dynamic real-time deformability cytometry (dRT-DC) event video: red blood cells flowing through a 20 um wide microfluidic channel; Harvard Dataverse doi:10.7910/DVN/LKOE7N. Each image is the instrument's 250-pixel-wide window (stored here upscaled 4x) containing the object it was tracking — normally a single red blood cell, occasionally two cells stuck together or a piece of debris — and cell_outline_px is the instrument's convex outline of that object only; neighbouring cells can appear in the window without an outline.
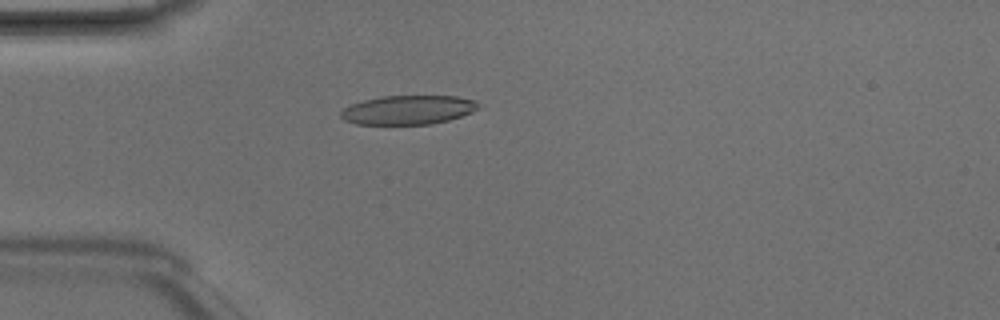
{"species": "Egyptian fruit bat (a non-hibernating species)", "species_latin": "Rousettus aegyptiacus", "temperature_condition": "room temperature", "stored_images_in_passage": 1, "camera_frame_rate_fps": 3000, "um_per_image_px": 0.085, "animal": {"sex": "male"}, "frame": {"image": 1, "passage_image": 1, "time_ms": 0.0, "image_size_px": [1000, 320], "cell_outline_px": [[480, 104], [472, 112], [448, 120], [432, 124], [356, 124], [344, 120], [340, 116], [340, 112], [344, 108], [352, 104], [364, 100], [380, 96], [456, 96], [476, 100]], "centroid_in_image_um": [34.68, 9.34], "position_along_channel_um": 50.3, "area_um2": 23.24}}